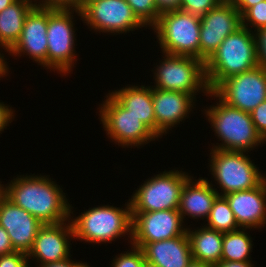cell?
I'll return each instance as SVG.
<instances>
[{"instance_id":"1","label":"cell","mask_w":266,"mask_h":267,"mask_svg":"<svg viewBox=\"0 0 266 267\" xmlns=\"http://www.w3.org/2000/svg\"><path fill=\"white\" fill-rule=\"evenodd\" d=\"M50 175H18L5 185L4 196L36 217L43 225L58 224L74 215L62 186Z\"/></svg>"},{"instance_id":"2","label":"cell","mask_w":266,"mask_h":267,"mask_svg":"<svg viewBox=\"0 0 266 267\" xmlns=\"http://www.w3.org/2000/svg\"><path fill=\"white\" fill-rule=\"evenodd\" d=\"M209 96L219 101L206 107L203 113L207 122L211 123L214 136L222 141L220 144L213 143L210 149L250 152L266 143L257 132L250 113L226 104L213 91H209Z\"/></svg>"},{"instance_id":"3","label":"cell","mask_w":266,"mask_h":267,"mask_svg":"<svg viewBox=\"0 0 266 267\" xmlns=\"http://www.w3.org/2000/svg\"><path fill=\"white\" fill-rule=\"evenodd\" d=\"M204 64L210 91L229 77L256 68L258 55L255 33L241 26L223 40Z\"/></svg>"},{"instance_id":"4","label":"cell","mask_w":266,"mask_h":267,"mask_svg":"<svg viewBox=\"0 0 266 267\" xmlns=\"http://www.w3.org/2000/svg\"><path fill=\"white\" fill-rule=\"evenodd\" d=\"M124 209L113 205H100L89 208L73 218L70 222L73 228L74 240L87 243H112L119 237L128 235L132 239V210L130 200L125 202ZM73 218V219H72Z\"/></svg>"},{"instance_id":"5","label":"cell","mask_w":266,"mask_h":267,"mask_svg":"<svg viewBox=\"0 0 266 267\" xmlns=\"http://www.w3.org/2000/svg\"><path fill=\"white\" fill-rule=\"evenodd\" d=\"M209 167L215 183L225 196L232 192L249 190L260 186L266 180V174L259 168L248 152L210 149Z\"/></svg>"},{"instance_id":"6","label":"cell","mask_w":266,"mask_h":267,"mask_svg":"<svg viewBox=\"0 0 266 267\" xmlns=\"http://www.w3.org/2000/svg\"><path fill=\"white\" fill-rule=\"evenodd\" d=\"M162 54L164 56L161 55L163 59L158 61L159 65L151 70L155 80L151 87L188 93L195 99L198 93L208 95L210 90L205 76V64L201 59L164 52Z\"/></svg>"},{"instance_id":"7","label":"cell","mask_w":266,"mask_h":267,"mask_svg":"<svg viewBox=\"0 0 266 267\" xmlns=\"http://www.w3.org/2000/svg\"><path fill=\"white\" fill-rule=\"evenodd\" d=\"M200 17L182 10L160 14L151 27L161 52L200 59Z\"/></svg>"},{"instance_id":"8","label":"cell","mask_w":266,"mask_h":267,"mask_svg":"<svg viewBox=\"0 0 266 267\" xmlns=\"http://www.w3.org/2000/svg\"><path fill=\"white\" fill-rule=\"evenodd\" d=\"M80 16L81 12L76 9H52L48 8L47 26V68L52 72L56 71L61 76H66L73 71L77 62L75 50L76 30L73 20L75 15ZM74 17V18H73ZM75 62V63H74Z\"/></svg>"},{"instance_id":"9","label":"cell","mask_w":266,"mask_h":267,"mask_svg":"<svg viewBox=\"0 0 266 267\" xmlns=\"http://www.w3.org/2000/svg\"><path fill=\"white\" fill-rule=\"evenodd\" d=\"M104 97L106 99L98 108L100 116L98 118L110 141L122 148L132 149L159 140L145 123L126 110L110 93Z\"/></svg>"},{"instance_id":"10","label":"cell","mask_w":266,"mask_h":267,"mask_svg":"<svg viewBox=\"0 0 266 267\" xmlns=\"http://www.w3.org/2000/svg\"><path fill=\"white\" fill-rule=\"evenodd\" d=\"M190 177L189 173L177 169L149 177L129 198L132 212L178 209L181 190Z\"/></svg>"},{"instance_id":"11","label":"cell","mask_w":266,"mask_h":267,"mask_svg":"<svg viewBox=\"0 0 266 267\" xmlns=\"http://www.w3.org/2000/svg\"><path fill=\"white\" fill-rule=\"evenodd\" d=\"M81 14L90 31L99 33L120 35L146 27L125 0H97L87 5Z\"/></svg>"},{"instance_id":"12","label":"cell","mask_w":266,"mask_h":267,"mask_svg":"<svg viewBox=\"0 0 266 267\" xmlns=\"http://www.w3.org/2000/svg\"><path fill=\"white\" fill-rule=\"evenodd\" d=\"M213 92L226 104L250 113L266 100V70L242 72L222 81Z\"/></svg>"},{"instance_id":"13","label":"cell","mask_w":266,"mask_h":267,"mask_svg":"<svg viewBox=\"0 0 266 267\" xmlns=\"http://www.w3.org/2000/svg\"><path fill=\"white\" fill-rule=\"evenodd\" d=\"M178 209L132 212L130 245L142 248L146 243L168 240L187 232Z\"/></svg>"},{"instance_id":"14","label":"cell","mask_w":266,"mask_h":267,"mask_svg":"<svg viewBox=\"0 0 266 267\" xmlns=\"http://www.w3.org/2000/svg\"><path fill=\"white\" fill-rule=\"evenodd\" d=\"M200 21V59L205 63L223 40L242 26L241 15L230 0H223Z\"/></svg>"},{"instance_id":"15","label":"cell","mask_w":266,"mask_h":267,"mask_svg":"<svg viewBox=\"0 0 266 267\" xmlns=\"http://www.w3.org/2000/svg\"><path fill=\"white\" fill-rule=\"evenodd\" d=\"M47 26L48 8L34 6L27 14L21 36L8 55L23 57L26 55L37 65L47 67ZM25 54V55H24Z\"/></svg>"},{"instance_id":"16","label":"cell","mask_w":266,"mask_h":267,"mask_svg":"<svg viewBox=\"0 0 266 267\" xmlns=\"http://www.w3.org/2000/svg\"><path fill=\"white\" fill-rule=\"evenodd\" d=\"M72 239L74 240V235L70 220L58 224H45L36 234L27 257L38 262L37 267L71 258Z\"/></svg>"},{"instance_id":"17","label":"cell","mask_w":266,"mask_h":267,"mask_svg":"<svg viewBox=\"0 0 266 267\" xmlns=\"http://www.w3.org/2000/svg\"><path fill=\"white\" fill-rule=\"evenodd\" d=\"M0 226L7 231L14 250L28 254L43 224L4 196L0 200Z\"/></svg>"},{"instance_id":"18","label":"cell","mask_w":266,"mask_h":267,"mask_svg":"<svg viewBox=\"0 0 266 267\" xmlns=\"http://www.w3.org/2000/svg\"><path fill=\"white\" fill-rule=\"evenodd\" d=\"M156 135L162 138L180 122L189 118L197 101L192 95L178 91L161 90L152 87ZM173 127V128H172Z\"/></svg>"},{"instance_id":"19","label":"cell","mask_w":266,"mask_h":267,"mask_svg":"<svg viewBox=\"0 0 266 267\" xmlns=\"http://www.w3.org/2000/svg\"><path fill=\"white\" fill-rule=\"evenodd\" d=\"M240 228L262 229L266 225V180L249 190L224 196Z\"/></svg>"},{"instance_id":"20","label":"cell","mask_w":266,"mask_h":267,"mask_svg":"<svg viewBox=\"0 0 266 267\" xmlns=\"http://www.w3.org/2000/svg\"><path fill=\"white\" fill-rule=\"evenodd\" d=\"M194 180V181H193ZM214 186V187H213ZM219 190L215 188L208 178L193 179L191 176L183 185L180 194L178 211L183 221L186 216L192 219H208L215 199L219 196Z\"/></svg>"},{"instance_id":"21","label":"cell","mask_w":266,"mask_h":267,"mask_svg":"<svg viewBox=\"0 0 266 267\" xmlns=\"http://www.w3.org/2000/svg\"><path fill=\"white\" fill-rule=\"evenodd\" d=\"M141 249L147 267H188L193 260L187 232L172 239L146 243Z\"/></svg>"},{"instance_id":"22","label":"cell","mask_w":266,"mask_h":267,"mask_svg":"<svg viewBox=\"0 0 266 267\" xmlns=\"http://www.w3.org/2000/svg\"><path fill=\"white\" fill-rule=\"evenodd\" d=\"M34 6L33 0H15L0 12V48L4 49V54L19 40L25 18ZM0 51V72L3 78L10 73V68L3 50Z\"/></svg>"},{"instance_id":"23","label":"cell","mask_w":266,"mask_h":267,"mask_svg":"<svg viewBox=\"0 0 266 267\" xmlns=\"http://www.w3.org/2000/svg\"><path fill=\"white\" fill-rule=\"evenodd\" d=\"M128 85L119 90H112V92L109 90V93L156 134L152 87L144 84Z\"/></svg>"},{"instance_id":"24","label":"cell","mask_w":266,"mask_h":267,"mask_svg":"<svg viewBox=\"0 0 266 267\" xmlns=\"http://www.w3.org/2000/svg\"><path fill=\"white\" fill-rule=\"evenodd\" d=\"M194 260L216 266L221 261L224 233L205 225L194 230L187 228Z\"/></svg>"},{"instance_id":"25","label":"cell","mask_w":266,"mask_h":267,"mask_svg":"<svg viewBox=\"0 0 266 267\" xmlns=\"http://www.w3.org/2000/svg\"><path fill=\"white\" fill-rule=\"evenodd\" d=\"M247 230L248 228H240L224 233L221 261H252L250 253H252L253 240Z\"/></svg>"},{"instance_id":"26","label":"cell","mask_w":266,"mask_h":267,"mask_svg":"<svg viewBox=\"0 0 266 267\" xmlns=\"http://www.w3.org/2000/svg\"><path fill=\"white\" fill-rule=\"evenodd\" d=\"M205 221H207L205 224L206 227L222 233L240 229L236 222L234 213L224 196H218L215 199L209 217Z\"/></svg>"},{"instance_id":"27","label":"cell","mask_w":266,"mask_h":267,"mask_svg":"<svg viewBox=\"0 0 266 267\" xmlns=\"http://www.w3.org/2000/svg\"><path fill=\"white\" fill-rule=\"evenodd\" d=\"M133 13L147 27H152L158 20L160 13L154 0H125Z\"/></svg>"},{"instance_id":"28","label":"cell","mask_w":266,"mask_h":267,"mask_svg":"<svg viewBox=\"0 0 266 267\" xmlns=\"http://www.w3.org/2000/svg\"><path fill=\"white\" fill-rule=\"evenodd\" d=\"M241 24L251 31H253V28L254 33L266 28V0L260 1L256 5L248 8L241 15Z\"/></svg>"},{"instance_id":"29","label":"cell","mask_w":266,"mask_h":267,"mask_svg":"<svg viewBox=\"0 0 266 267\" xmlns=\"http://www.w3.org/2000/svg\"><path fill=\"white\" fill-rule=\"evenodd\" d=\"M131 249L113 257L110 267H147L141 248L130 246Z\"/></svg>"},{"instance_id":"30","label":"cell","mask_w":266,"mask_h":267,"mask_svg":"<svg viewBox=\"0 0 266 267\" xmlns=\"http://www.w3.org/2000/svg\"><path fill=\"white\" fill-rule=\"evenodd\" d=\"M223 0H181L180 10L203 17Z\"/></svg>"},{"instance_id":"31","label":"cell","mask_w":266,"mask_h":267,"mask_svg":"<svg viewBox=\"0 0 266 267\" xmlns=\"http://www.w3.org/2000/svg\"><path fill=\"white\" fill-rule=\"evenodd\" d=\"M40 8L76 9L81 12V0H33ZM38 3V4H37Z\"/></svg>"},{"instance_id":"32","label":"cell","mask_w":266,"mask_h":267,"mask_svg":"<svg viewBox=\"0 0 266 267\" xmlns=\"http://www.w3.org/2000/svg\"><path fill=\"white\" fill-rule=\"evenodd\" d=\"M257 132L266 141V100L250 112Z\"/></svg>"},{"instance_id":"33","label":"cell","mask_w":266,"mask_h":267,"mask_svg":"<svg viewBox=\"0 0 266 267\" xmlns=\"http://www.w3.org/2000/svg\"><path fill=\"white\" fill-rule=\"evenodd\" d=\"M0 267H31L27 254L19 251L0 256Z\"/></svg>"},{"instance_id":"34","label":"cell","mask_w":266,"mask_h":267,"mask_svg":"<svg viewBox=\"0 0 266 267\" xmlns=\"http://www.w3.org/2000/svg\"><path fill=\"white\" fill-rule=\"evenodd\" d=\"M257 42L258 66L266 70V28L255 32Z\"/></svg>"},{"instance_id":"35","label":"cell","mask_w":266,"mask_h":267,"mask_svg":"<svg viewBox=\"0 0 266 267\" xmlns=\"http://www.w3.org/2000/svg\"><path fill=\"white\" fill-rule=\"evenodd\" d=\"M15 110L9 105L0 102V134L7 129L9 124L14 120Z\"/></svg>"},{"instance_id":"36","label":"cell","mask_w":266,"mask_h":267,"mask_svg":"<svg viewBox=\"0 0 266 267\" xmlns=\"http://www.w3.org/2000/svg\"><path fill=\"white\" fill-rule=\"evenodd\" d=\"M157 11L162 14L168 11H175L180 9L181 0H154Z\"/></svg>"},{"instance_id":"37","label":"cell","mask_w":266,"mask_h":267,"mask_svg":"<svg viewBox=\"0 0 266 267\" xmlns=\"http://www.w3.org/2000/svg\"><path fill=\"white\" fill-rule=\"evenodd\" d=\"M14 251L7 231L0 226V256L13 253Z\"/></svg>"},{"instance_id":"38","label":"cell","mask_w":266,"mask_h":267,"mask_svg":"<svg viewBox=\"0 0 266 267\" xmlns=\"http://www.w3.org/2000/svg\"><path fill=\"white\" fill-rule=\"evenodd\" d=\"M231 3L238 9L240 15H242L248 8L256 5L263 0H230Z\"/></svg>"},{"instance_id":"39","label":"cell","mask_w":266,"mask_h":267,"mask_svg":"<svg viewBox=\"0 0 266 267\" xmlns=\"http://www.w3.org/2000/svg\"><path fill=\"white\" fill-rule=\"evenodd\" d=\"M83 262L73 261L70 258L64 259L59 262H52L41 265L40 267H79Z\"/></svg>"},{"instance_id":"40","label":"cell","mask_w":266,"mask_h":267,"mask_svg":"<svg viewBox=\"0 0 266 267\" xmlns=\"http://www.w3.org/2000/svg\"><path fill=\"white\" fill-rule=\"evenodd\" d=\"M253 261H220L215 267H254Z\"/></svg>"},{"instance_id":"41","label":"cell","mask_w":266,"mask_h":267,"mask_svg":"<svg viewBox=\"0 0 266 267\" xmlns=\"http://www.w3.org/2000/svg\"><path fill=\"white\" fill-rule=\"evenodd\" d=\"M188 267H215V266H213V265H211V264L203 263V262H201V261H197V260H194V259H193V260L189 263Z\"/></svg>"},{"instance_id":"42","label":"cell","mask_w":266,"mask_h":267,"mask_svg":"<svg viewBox=\"0 0 266 267\" xmlns=\"http://www.w3.org/2000/svg\"><path fill=\"white\" fill-rule=\"evenodd\" d=\"M15 0H0V12L3 11L6 7H8Z\"/></svg>"},{"instance_id":"43","label":"cell","mask_w":266,"mask_h":267,"mask_svg":"<svg viewBox=\"0 0 266 267\" xmlns=\"http://www.w3.org/2000/svg\"><path fill=\"white\" fill-rule=\"evenodd\" d=\"M97 1V0H81V11L90 3Z\"/></svg>"},{"instance_id":"44","label":"cell","mask_w":266,"mask_h":267,"mask_svg":"<svg viewBox=\"0 0 266 267\" xmlns=\"http://www.w3.org/2000/svg\"><path fill=\"white\" fill-rule=\"evenodd\" d=\"M5 194V186L0 181V200L4 197Z\"/></svg>"},{"instance_id":"45","label":"cell","mask_w":266,"mask_h":267,"mask_svg":"<svg viewBox=\"0 0 266 267\" xmlns=\"http://www.w3.org/2000/svg\"><path fill=\"white\" fill-rule=\"evenodd\" d=\"M79 267H90L88 263L83 262Z\"/></svg>"}]
</instances>
